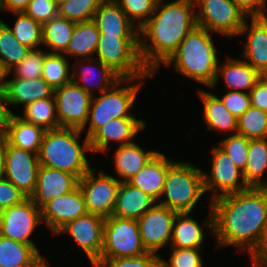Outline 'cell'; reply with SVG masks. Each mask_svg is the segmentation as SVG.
Returning <instances> with one entry per match:
<instances>
[{
    "mask_svg": "<svg viewBox=\"0 0 267 267\" xmlns=\"http://www.w3.org/2000/svg\"><path fill=\"white\" fill-rule=\"evenodd\" d=\"M87 213L83 193L77 186L73 191L46 203L41 208V220L42 224L51 233V236L52 234L54 236L68 222Z\"/></svg>",
    "mask_w": 267,
    "mask_h": 267,
    "instance_id": "e0dca14e",
    "label": "cell"
},
{
    "mask_svg": "<svg viewBox=\"0 0 267 267\" xmlns=\"http://www.w3.org/2000/svg\"><path fill=\"white\" fill-rule=\"evenodd\" d=\"M192 213L175 216L169 248H203L206 228L191 217Z\"/></svg>",
    "mask_w": 267,
    "mask_h": 267,
    "instance_id": "f546056e",
    "label": "cell"
},
{
    "mask_svg": "<svg viewBox=\"0 0 267 267\" xmlns=\"http://www.w3.org/2000/svg\"><path fill=\"white\" fill-rule=\"evenodd\" d=\"M9 107H25L36 100L45 99L54 95V89L42 78L20 79L6 78L5 89Z\"/></svg>",
    "mask_w": 267,
    "mask_h": 267,
    "instance_id": "d4e9b609",
    "label": "cell"
},
{
    "mask_svg": "<svg viewBox=\"0 0 267 267\" xmlns=\"http://www.w3.org/2000/svg\"><path fill=\"white\" fill-rule=\"evenodd\" d=\"M18 116L29 123L43 128L45 131L60 127L56 115L54 95L26 105Z\"/></svg>",
    "mask_w": 267,
    "mask_h": 267,
    "instance_id": "e575fe53",
    "label": "cell"
},
{
    "mask_svg": "<svg viewBox=\"0 0 267 267\" xmlns=\"http://www.w3.org/2000/svg\"><path fill=\"white\" fill-rule=\"evenodd\" d=\"M6 151L7 138L3 133H0V178L4 177L6 169Z\"/></svg>",
    "mask_w": 267,
    "mask_h": 267,
    "instance_id": "db71d44e",
    "label": "cell"
},
{
    "mask_svg": "<svg viewBox=\"0 0 267 267\" xmlns=\"http://www.w3.org/2000/svg\"><path fill=\"white\" fill-rule=\"evenodd\" d=\"M40 224L41 209L30 198L0 211V235L32 245L39 253L38 245L31 237Z\"/></svg>",
    "mask_w": 267,
    "mask_h": 267,
    "instance_id": "7c38bea8",
    "label": "cell"
},
{
    "mask_svg": "<svg viewBox=\"0 0 267 267\" xmlns=\"http://www.w3.org/2000/svg\"><path fill=\"white\" fill-rule=\"evenodd\" d=\"M94 58L110 67L121 78L154 77L141 61L139 36L100 34Z\"/></svg>",
    "mask_w": 267,
    "mask_h": 267,
    "instance_id": "52a82bcc",
    "label": "cell"
},
{
    "mask_svg": "<svg viewBox=\"0 0 267 267\" xmlns=\"http://www.w3.org/2000/svg\"><path fill=\"white\" fill-rule=\"evenodd\" d=\"M158 152V150H145L136 142L117 145L114 151L113 162L116 178L120 182L129 181L137 174ZM120 177V178H119Z\"/></svg>",
    "mask_w": 267,
    "mask_h": 267,
    "instance_id": "83f0119b",
    "label": "cell"
},
{
    "mask_svg": "<svg viewBox=\"0 0 267 267\" xmlns=\"http://www.w3.org/2000/svg\"><path fill=\"white\" fill-rule=\"evenodd\" d=\"M46 52V50L44 51L41 48L31 49L26 57L7 73L6 78L38 79L42 77V68Z\"/></svg>",
    "mask_w": 267,
    "mask_h": 267,
    "instance_id": "60d3db41",
    "label": "cell"
},
{
    "mask_svg": "<svg viewBox=\"0 0 267 267\" xmlns=\"http://www.w3.org/2000/svg\"><path fill=\"white\" fill-rule=\"evenodd\" d=\"M6 76H7V72L0 65V91H5L6 89Z\"/></svg>",
    "mask_w": 267,
    "mask_h": 267,
    "instance_id": "9f6ffc18",
    "label": "cell"
},
{
    "mask_svg": "<svg viewBox=\"0 0 267 267\" xmlns=\"http://www.w3.org/2000/svg\"><path fill=\"white\" fill-rule=\"evenodd\" d=\"M60 127L82 129L87 122L92 96L74 82L54 90Z\"/></svg>",
    "mask_w": 267,
    "mask_h": 267,
    "instance_id": "5bb4252c",
    "label": "cell"
},
{
    "mask_svg": "<svg viewBox=\"0 0 267 267\" xmlns=\"http://www.w3.org/2000/svg\"><path fill=\"white\" fill-rule=\"evenodd\" d=\"M223 63V64H222ZM220 64L216 73L215 81L210 88L216 89L220 79L224 81L228 91H239L249 93L255 83L261 78V74L249 63L240 58H232L230 55ZM220 77V79H219Z\"/></svg>",
    "mask_w": 267,
    "mask_h": 267,
    "instance_id": "7402d4cb",
    "label": "cell"
},
{
    "mask_svg": "<svg viewBox=\"0 0 267 267\" xmlns=\"http://www.w3.org/2000/svg\"><path fill=\"white\" fill-rule=\"evenodd\" d=\"M252 264L251 266L252 267H267V263H263V262H257V261H254V260H251Z\"/></svg>",
    "mask_w": 267,
    "mask_h": 267,
    "instance_id": "680465c9",
    "label": "cell"
},
{
    "mask_svg": "<svg viewBox=\"0 0 267 267\" xmlns=\"http://www.w3.org/2000/svg\"><path fill=\"white\" fill-rule=\"evenodd\" d=\"M205 194L203 170L180 159L169 166L164 189L157 203L177 213H193Z\"/></svg>",
    "mask_w": 267,
    "mask_h": 267,
    "instance_id": "8992f818",
    "label": "cell"
},
{
    "mask_svg": "<svg viewBox=\"0 0 267 267\" xmlns=\"http://www.w3.org/2000/svg\"><path fill=\"white\" fill-rule=\"evenodd\" d=\"M31 0H0V10L7 13L24 12Z\"/></svg>",
    "mask_w": 267,
    "mask_h": 267,
    "instance_id": "f5cc1de1",
    "label": "cell"
},
{
    "mask_svg": "<svg viewBox=\"0 0 267 267\" xmlns=\"http://www.w3.org/2000/svg\"><path fill=\"white\" fill-rule=\"evenodd\" d=\"M149 78L154 77L121 78L111 88L98 96H92L88 119L81 129L82 132H86L83 134L89 138L99 127L115 118H137L131 113V109L136 104V98L145 80Z\"/></svg>",
    "mask_w": 267,
    "mask_h": 267,
    "instance_id": "5b68a950",
    "label": "cell"
},
{
    "mask_svg": "<svg viewBox=\"0 0 267 267\" xmlns=\"http://www.w3.org/2000/svg\"><path fill=\"white\" fill-rule=\"evenodd\" d=\"M251 106L267 112V75H262L249 92Z\"/></svg>",
    "mask_w": 267,
    "mask_h": 267,
    "instance_id": "681fc988",
    "label": "cell"
},
{
    "mask_svg": "<svg viewBox=\"0 0 267 267\" xmlns=\"http://www.w3.org/2000/svg\"><path fill=\"white\" fill-rule=\"evenodd\" d=\"M92 21L100 34L116 36H139V30L128 19L116 1H103Z\"/></svg>",
    "mask_w": 267,
    "mask_h": 267,
    "instance_id": "cb8c5ba5",
    "label": "cell"
},
{
    "mask_svg": "<svg viewBox=\"0 0 267 267\" xmlns=\"http://www.w3.org/2000/svg\"><path fill=\"white\" fill-rule=\"evenodd\" d=\"M76 23L71 22L60 15L42 25V46L49 48L48 53L63 54L69 42Z\"/></svg>",
    "mask_w": 267,
    "mask_h": 267,
    "instance_id": "d6a6232c",
    "label": "cell"
},
{
    "mask_svg": "<svg viewBox=\"0 0 267 267\" xmlns=\"http://www.w3.org/2000/svg\"><path fill=\"white\" fill-rule=\"evenodd\" d=\"M78 182L79 179L71 173L40 165L30 199L41 209L52 199L73 191Z\"/></svg>",
    "mask_w": 267,
    "mask_h": 267,
    "instance_id": "44dd1931",
    "label": "cell"
},
{
    "mask_svg": "<svg viewBox=\"0 0 267 267\" xmlns=\"http://www.w3.org/2000/svg\"><path fill=\"white\" fill-rule=\"evenodd\" d=\"M102 2L103 0H65L58 6V15L74 23L91 21Z\"/></svg>",
    "mask_w": 267,
    "mask_h": 267,
    "instance_id": "ab89813d",
    "label": "cell"
},
{
    "mask_svg": "<svg viewBox=\"0 0 267 267\" xmlns=\"http://www.w3.org/2000/svg\"><path fill=\"white\" fill-rule=\"evenodd\" d=\"M213 34L197 25L185 36L177 51L163 66H171L182 77L193 79L210 89L220 61Z\"/></svg>",
    "mask_w": 267,
    "mask_h": 267,
    "instance_id": "3957f363",
    "label": "cell"
},
{
    "mask_svg": "<svg viewBox=\"0 0 267 267\" xmlns=\"http://www.w3.org/2000/svg\"><path fill=\"white\" fill-rule=\"evenodd\" d=\"M220 99L226 109L237 118L251 106L250 95L245 92L227 91Z\"/></svg>",
    "mask_w": 267,
    "mask_h": 267,
    "instance_id": "7dc6e473",
    "label": "cell"
},
{
    "mask_svg": "<svg viewBox=\"0 0 267 267\" xmlns=\"http://www.w3.org/2000/svg\"><path fill=\"white\" fill-rule=\"evenodd\" d=\"M26 198L12 182L0 178V211L17 205Z\"/></svg>",
    "mask_w": 267,
    "mask_h": 267,
    "instance_id": "c3c4849f",
    "label": "cell"
},
{
    "mask_svg": "<svg viewBox=\"0 0 267 267\" xmlns=\"http://www.w3.org/2000/svg\"><path fill=\"white\" fill-rule=\"evenodd\" d=\"M197 25L215 35L237 38L247 15L232 0H194Z\"/></svg>",
    "mask_w": 267,
    "mask_h": 267,
    "instance_id": "9c48e42d",
    "label": "cell"
},
{
    "mask_svg": "<svg viewBox=\"0 0 267 267\" xmlns=\"http://www.w3.org/2000/svg\"><path fill=\"white\" fill-rule=\"evenodd\" d=\"M196 26L194 0H158L155 12L139 29L140 58L154 78Z\"/></svg>",
    "mask_w": 267,
    "mask_h": 267,
    "instance_id": "7a4b0ae2",
    "label": "cell"
},
{
    "mask_svg": "<svg viewBox=\"0 0 267 267\" xmlns=\"http://www.w3.org/2000/svg\"><path fill=\"white\" fill-rule=\"evenodd\" d=\"M116 2L139 30L155 12L158 0H116Z\"/></svg>",
    "mask_w": 267,
    "mask_h": 267,
    "instance_id": "b9f144b4",
    "label": "cell"
},
{
    "mask_svg": "<svg viewBox=\"0 0 267 267\" xmlns=\"http://www.w3.org/2000/svg\"><path fill=\"white\" fill-rule=\"evenodd\" d=\"M143 247L137 220L109 216L103 227V247L100 258L92 265L99 267L105 260L141 256Z\"/></svg>",
    "mask_w": 267,
    "mask_h": 267,
    "instance_id": "ba28073f",
    "label": "cell"
},
{
    "mask_svg": "<svg viewBox=\"0 0 267 267\" xmlns=\"http://www.w3.org/2000/svg\"><path fill=\"white\" fill-rule=\"evenodd\" d=\"M71 64L64 54L45 53L42 78L54 90L71 82Z\"/></svg>",
    "mask_w": 267,
    "mask_h": 267,
    "instance_id": "8d00e7d4",
    "label": "cell"
},
{
    "mask_svg": "<svg viewBox=\"0 0 267 267\" xmlns=\"http://www.w3.org/2000/svg\"><path fill=\"white\" fill-rule=\"evenodd\" d=\"M210 153H212L210 171L203 170L205 193L210 191L212 193L208 199L210 202L218 197L249 188L245 183L242 171L218 145L211 148Z\"/></svg>",
    "mask_w": 267,
    "mask_h": 267,
    "instance_id": "30bf717a",
    "label": "cell"
},
{
    "mask_svg": "<svg viewBox=\"0 0 267 267\" xmlns=\"http://www.w3.org/2000/svg\"><path fill=\"white\" fill-rule=\"evenodd\" d=\"M248 17L267 15V0H232Z\"/></svg>",
    "mask_w": 267,
    "mask_h": 267,
    "instance_id": "f907efd6",
    "label": "cell"
},
{
    "mask_svg": "<svg viewBox=\"0 0 267 267\" xmlns=\"http://www.w3.org/2000/svg\"><path fill=\"white\" fill-rule=\"evenodd\" d=\"M51 1H53L57 6H59L65 0H51Z\"/></svg>",
    "mask_w": 267,
    "mask_h": 267,
    "instance_id": "91938a15",
    "label": "cell"
},
{
    "mask_svg": "<svg viewBox=\"0 0 267 267\" xmlns=\"http://www.w3.org/2000/svg\"><path fill=\"white\" fill-rule=\"evenodd\" d=\"M12 114L14 112L9 108L6 92L0 91V133L6 130Z\"/></svg>",
    "mask_w": 267,
    "mask_h": 267,
    "instance_id": "816d5d0a",
    "label": "cell"
},
{
    "mask_svg": "<svg viewBox=\"0 0 267 267\" xmlns=\"http://www.w3.org/2000/svg\"><path fill=\"white\" fill-rule=\"evenodd\" d=\"M41 255L32 245L0 235V267H28Z\"/></svg>",
    "mask_w": 267,
    "mask_h": 267,
    "instance_id": "836d02e7",
    "label": "cell"
},
{
    "mask_svg": "<svg viewBox=\"0 0 267 267\" xmlns=\"http://www.w3.org/2000/svg\"><path fill=\"white\" fill-rule=\"evenodd\" d=\"M199 98L203 103V122L207 131L212 130L221 133L236 134L237 133V117L231 114L224 106L218 95L207 90H197Z\"/></svg>",
    "mask_w": 267,
    "mask_h": 267,
    "instance_id": "484cf974",
    "label": "cell"
},
{
    "mask_svg": "<svg viewBox=\"0 0 267 267\" xmlns=\"http://www.w3.org/2000/svg\"><path fill=\"white\" fill-rule=\"evenodd\" d=\"M243 35L246 37L241 58L261 75H267V15L248 17L238 38Z\"/></svg>",
    "mask_w": 267,
    "mask_h": 267,
    "instance_id": "ffe728a7",
    "label": "cell"
},
{
    "mask_svg": "<svg viewBox=\"0 0 267 267\" xmlns=\"http://www.w3.org/2000/svg\"><path fill=\"white\" fill-rule=\"evenodd\" d=\"M176 214L174 210L156 203L137 220L141 242L147 252L161 256L159 251L169 247Z\"/></svg>",
    "mask_w": 267,
    "mask_h": 267,
    "instance_id": "4fadbf2b",
    "label": "cell"
},
{
    "mask_svg": "<svg viewBox=\"0 0 267 267\" xmlns=\"http://www.w3.org/2000/svg\"><path fill=\"white\" fill-rule=\"evenodd\" d=\"M157 201L128 181L121 182L112 216L138 220Z\"/></svg>",
    "mask_w": 267,
    "mask_h": 267,
    "instance_id": "4316f807",
    "label": "cell"
},
{
    "mask_svg": "<svg viewBox=\"0 0 267 267\" xmlns=\"http://www.w3.org/2000/svg\"><path fill=\"white\" fill-rule=\"evenodd\" d=\"M16 16L13 27L7 25L14 33L15 38L30 49L43 48L42 25L27 16L24 12L12 13Z\"/></svg>",
    "mask_w": 267,
    "mask_h": 267,
    "instance_id": "74e56055",
    "label": "cell"
},
{
    "mask_svg": "<svg viewBox=\"0 0 267 267\" xmlns=\"http://www.w3.org/2000/svg\"><path fill=\"white\" fill-rule=\"evenodd\" d=\"M105 218L87 213L62 227L55 236L68 233L85 253L91 266L100 258L103 247V227Z\"/></svg>",
    "mask_w": 267,
    "mask_h": 267,
    "instance_id": "9a60e30c",
    "label": "cell"
},
{
    "mask_svg": "<svg viewBox=\"0 0 267 267\" xmlns=\"http://www.w3.org/2000/svg\"><path fill=\"white\" fill-rule=\"evenodd\" d=\"M209 204L202 225L215 237L217 248L232 246L251 258L260 249L267 228V188L249 187Z\"/></svg>",
    "mask_w": 267,
    "mask_h": 267,
    "instance_id": "6da1fadb",
    "label": "cell"
},
{
    "mask_svg": "<svg viewBox=\"0 0 267 267\" xmlns=\"http://www.w3.org/2000/svg\"><path fill=\"white\" fill-rule=\"evenodd\" d=\"M24 13L43 25L58 15V6L51 0H31Z\"/></svg>",
    "mask_w": 267,
    "mask_h": 267,
    "instance_id": "bcb514c9",
    "label": "cell"
},
{
    "mask_svg": "<svg viewBox=\"0 0 267 267\" xmlns=\"http://www.w3.org/2000/svg\"><path fill=\"white\" fill-rule=\"evenodd\" d=\"M237 133L249 140L267 138V112L250 106L237 118Z\"/></svg>",
    "mask_w": 267,
    "mask_h": 267,
    "instance_id": "f35d334b",
    "label": "cell"
},
{
    "mask_svg": "<svg viewBox=\"0 0 267 267\" xmlns=\"http://www.w3.org/2000/svg\"><path fill=\"white\" fill-rule=\"evenodd\" d=\"M100 38V33L95 23L91 21L76 23L71 41L63 53L76 59L93 58Z\"/></svg>",
    "mask_w": 267,
    "mask_h": 267,
    "instance_id": "1f68e13d",
    "label": "cell"
},
{
    "mask_svg": "<svg viewBox=\"0 0 267 267\" xmlns=\"http://www.w3.org/2000/svg\"><path fill=\"white\" fill-rule=\"evenodd\" d=\"M45 130L12 114L4 135L10 145L38 154Z\"/></svg>",
    "mask_w": 267,
    "mask_h": 267,
    "instance_id": "f1b7e54d",
    "label": "cell"
},
{
    "mask_svg": "<svg viewBox=\"0 0 267 267\" xmlns=\"http://www.w3.org/2000/svg\"><path fill=\"white\" fill-rule=\"evenodd\" d=\"M99 267H160V255L147 252L141 256L108 259Z\"/></svg>",
    "mask_w": 267,
    "mask_h": 267,
    "instance_id": "f6af8a7d",
    "label": "cell"
},
{
    "mask_svg": "<svg viewBox=\"0 0 267 267\" xmlns=\"http://www.w3.org/2000/svg\"><path fill=\"white\" fill-rule=\"evenodd\" d=\"M46 262H49V261H47V258H44L43 255H41L37 260H35L28 267H50V266L47 265Z\"/></svg>",
    "mask_w": 267,
    "mask_h": 267,
    "instance_id": "6f0895ef",
    "label": "cell"
},
{
    "mask_svg": "<svg viewBox=\"0 0 267 267\" xmlns=\"http://www.w3.org/2000/svg\"><path fill=\"white\" fill-rule=\"evenodd\" d=\"M82 133L81 129L66 127L45 131L38 152L39 164L82 178L93 167L86 155L92 153L89 139H80Z\"/></svg>",
    "mask_w": 267,
    "mask_h": 267,
    "instance_id": "277c9868",
    "label": "cell"
},
{
    "mask_svg": "<svg viewBox=\"0 0 267 267\" xmlns=\"http://www.w3.org/2000/svg\"><path fill=\"white\" fill-rule=\"evenodd\" d=\"M71 64V82L80 86L91 96L111 88L121 77L98 59H75Z\"/></svg>",
    "mask_w": 267,
    "mask_h": 267,
    "instance_id": "d6986e66",
    "label": "cell"
},
{
    "mask_svg": "<svg viewBox=\"0 0 267 267\" xmlns=\"http://www.w3.org/2000/svg\"><path fill=\"white\" fill-rule=\"evenodd\" d=\"M250 260L267 263V228L260 249L250 258Z\"/></svg>",
    "mask_w": 267,
    "mask_h": 267,
    "instance_id": "11a10c76",
    "label": "cell"
},
{
    "mask_svg": "<svg viewBox=\"0 0 267 267\" xmlns=\"http://www.w3.org/2000/svg\"><path fill=\"white\" fill-rule=\"evenodd\" d=\"M31 49L21 44L3 20L0 21V65L9 73Z\"/></svg>",
    "mask_w": 267,
    "mask_h": 267,
    "instance_id": "d590c367",
    "label": "cell"
},
{
    "mask_svg": "<svg viewBox=\"0 0 267 267\" xmlns=\"http://www.w3.org/2000/svg\"><path fill=\"white\" fill-rule=\"evenodd\" d=\"M267 138L250 139L247 163L242 171L248 187L267 188Z\"/></svg>",
    "mask_w": 267,
    "mask_h": 267,
    "instance_id": "4dcf8cb0",
    "label": "cell"
},
{
    "mask_svg": "<svg viewBox=\"0 0 267 267\" xmlns=\"http://www.w3.org/2000/svg\"><path fill=\"white\" fill-rule=\"evenodd\" d=\"M121 182L104 170L96 171L94 166L79 179L88 213L108 218L112 215Z\"/></svg>",
    "mask_w": 267,
    "mask_h": 267,
    "instance_id": "8fae6325",
    "label": "cell"
},
{
    "mask_svg": "<svg viewBox=\"0 0 267 267\" xmlns=\"http://www.w3.org/2000/svg\"><path fill=\"white\" fill-rule=\"evenodd\" d=\"M170 256L166 260L160 256V267H204L203 248H169Z\"/></svg>",
    "mask_w": 267,
    "mask_h": 267,
    "instance_id": "7bdbcfd3",
    "label": "cell"
},
{
    "mask_svg": "<svg viewBox=\"0 0 267 267\" xmlns=\"http://www.w3.org/2000/svg\"><path fill=\"white\" fill-rule=\"evenodd\" d=\"M39 166L38 154L14 147L7 141L4 178L12 182L27 198L35 190Z\"/></svg>",
    "mask_w": 267,
    "mask_h": 267,
    "instance_id": "2e32d148",
    "label": "cell"
},
{
    "mask_svg": "<svg viewBox=\"0 0 267 267\" xmlns=\"http://www.w3.org/2000/svg\"><path fill=\"white\" fill-rule=\"evenodd\" d=\"M174 161L168 158L167 154L158 151L128 182L158 202L164 189L168 168Z\"/></svg>",
    "mask_w": 267,
    "mask_h": 267,
    "instance_id": "603a6c76",
    "label": "cell"
},
{
    "mask_svg": "<svg viewBox=\"0 0 267 267\" xmlns=\"http://www.w3.org/2000/svg\"><path fill=\"white\" fill-rule=\"evenodd\" d=\"M217 145L232 159L233 163L243 171L248 158L249 139L241 134H227Z\"/></svg>",
    "mask_w": 267,
    "mask_h": 267,
    "instance_id": "ee69618b",
    "label": "cell"
},
{
    "mask_svg": "<svg viewBox=\"0 0 267 267\" xmlns=\"http://www.w3.org/2000/svg\"><path fill=\"white\" fill-rule=\"evenodd\" d=\"M145 120L139 118H115L99 127L88 139L92 154H106L115 142L119 146L132 143L137 134L146 129ZM110 146V147H109Z\"/></svg>",
    "mask_w": 267,
    "mask_h": 267,
    "instance_id": "ac0fdd59",
    "label": "cell"
}]
</instances>
